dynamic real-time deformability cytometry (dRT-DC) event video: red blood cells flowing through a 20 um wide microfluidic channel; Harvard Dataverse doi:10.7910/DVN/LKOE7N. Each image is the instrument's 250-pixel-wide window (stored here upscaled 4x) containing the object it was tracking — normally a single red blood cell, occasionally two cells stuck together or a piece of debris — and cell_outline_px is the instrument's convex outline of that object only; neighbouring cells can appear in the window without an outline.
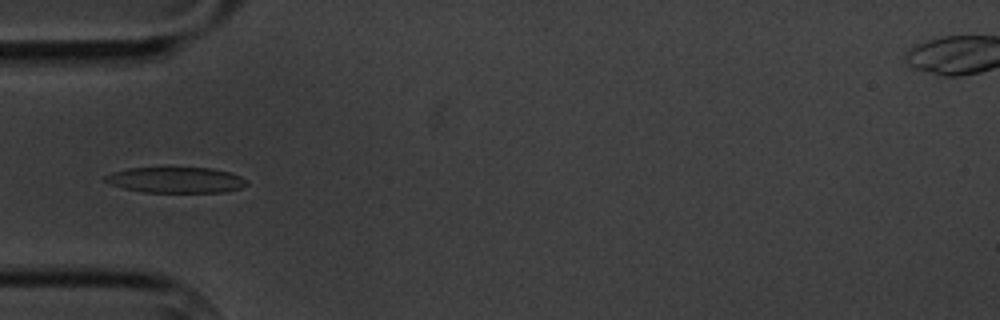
{"species": "common noctule bat (a hibernating species)", "species_latin": "Nyctalus noctula", "temperature_condition": "cold", "stored_images_in_passage": 2, "camera_frame_rate_fps": 3000, "um_per_image_px": 0.085, "animal": {"sex": "male", "body_mass_g": 20.1, "forearm_length_mm": 53.5}, "frame": {"image": 1, "passage_image": 1, "time_ms": 0.0, "image_size_px": [1000, 320], "cell_outline_px": [[248, 184], [240, 188], [224, 192], [144, 192], [124, 188], [112, 184], [104, 180], [104, 176], [112, 172], [128, 168], [212, 168], [232, 172], [248, 180]], "centroid_in_image_um": [14.99, 15.29], "position_along_channel_um": 70.0, "area_um2": 21.21}}
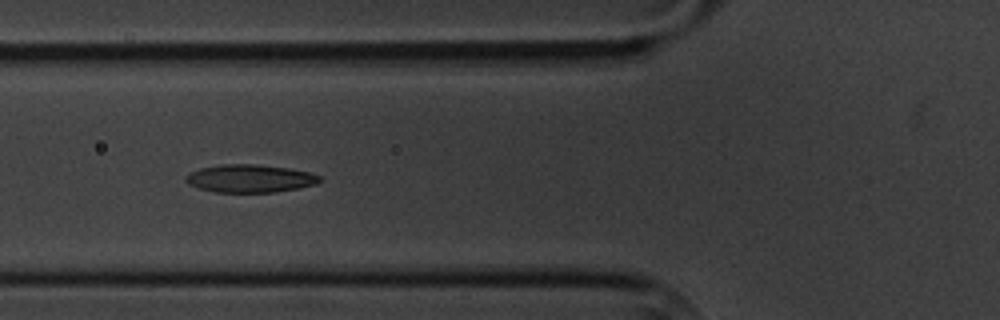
{"frame": {"image": 2, "passage_image": 2, "time_ms": 1.0, "image_size_px": [1000, 320], "cell_outline_px": [[320, 180], [316, 184], [276, 192], [216, 192], [200, 188], [188, 184], [184, 180], [184, 176], [188, 172], [200, 168], [224, 164], [256, 164], [288, 168], [308, 172], [320, 176]], "centroid_in_image_um": [21.19, 15.16], "position_along_channel_um": 104.6, "area_um2": 21.68}}